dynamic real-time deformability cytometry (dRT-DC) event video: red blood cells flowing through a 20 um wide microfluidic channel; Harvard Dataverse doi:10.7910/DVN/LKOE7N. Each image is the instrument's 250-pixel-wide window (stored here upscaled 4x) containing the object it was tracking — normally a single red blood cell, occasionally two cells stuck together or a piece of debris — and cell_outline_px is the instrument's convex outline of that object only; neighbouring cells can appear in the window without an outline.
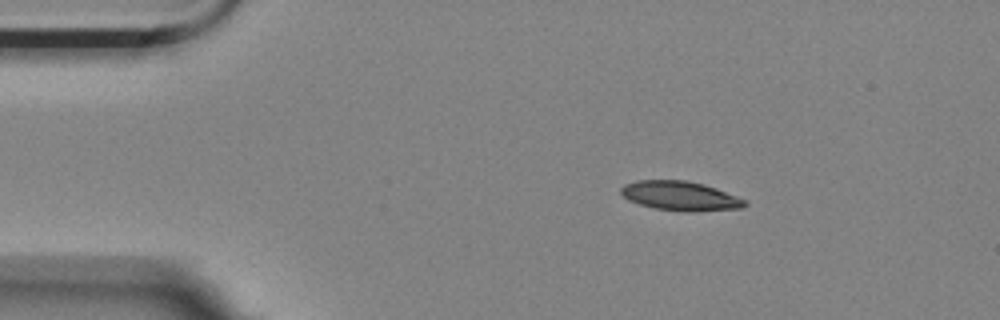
{"species": "Egyptian fruit bat (a non-hibernating species)", "species_latin": "Rousettus aegyptiacus", "temperature_condition": "room temperature", "stored_images_in_passage": 3, "camera_frame_rate_fps": 3000, "um_per_image_px": 0.085, "animal": {"sex": "female"}, "frame": {"image": 1, "passage_image": 1, "time_ms": 0.0, "image_size_px": [1000, 320], "cell_outline_px": [[748, 204], [744, 208], [656, 208], [640, 204], [628, 200], [620, 192], [620, 188], [624, 184], [636, 180], [688, 180], [704, 184], [716, 188], [748, 200]], "centroid_in_image_um": [57.78, 16.57], "position_along_channel_um": 27.2, "area_um2": 20.06}}
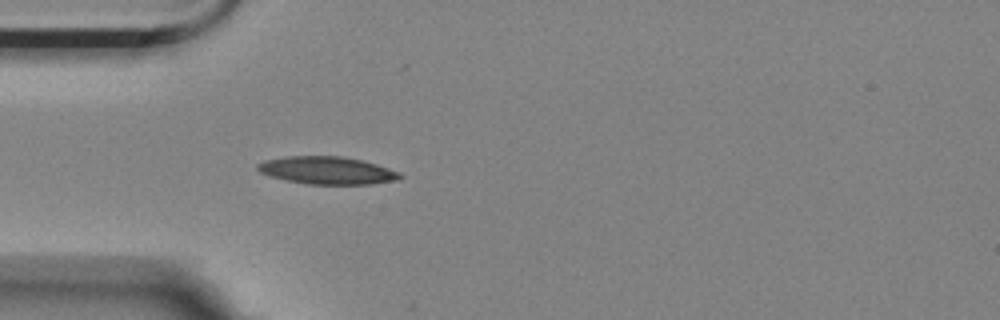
{"frame": {"image": 2, "passage_image": 3, "time_ms": 0.667, "image_size_px": [1000, 320], "cell_outline_px": [[404, 176], [400, 180], [372, 184], [308, 184], [288, 180], [272, 176], [260, 172], [256, 168], [256, 164], [264, 160], [284, 156], [340, 156], [360, 160], [376, 164], [400, 172]], "centroid_in_image_um": [27.83, 14.48], "position_along_channel_um": 57.2, "area_um2": 22.89}}